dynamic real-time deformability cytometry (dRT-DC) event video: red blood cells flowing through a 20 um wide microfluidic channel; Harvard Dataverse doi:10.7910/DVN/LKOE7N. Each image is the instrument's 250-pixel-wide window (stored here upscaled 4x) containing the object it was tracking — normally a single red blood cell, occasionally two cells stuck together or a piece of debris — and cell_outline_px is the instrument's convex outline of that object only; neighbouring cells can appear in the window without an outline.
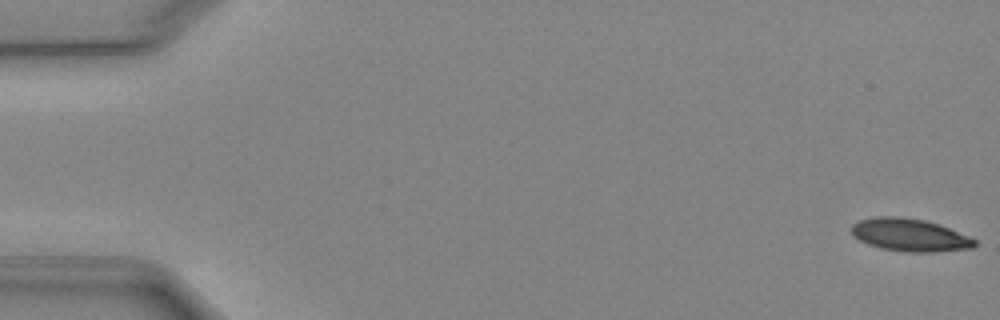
{"species": "Egyptian fruit bat (a non-hibernating species)", "species_latin": "Rousettus aegyptiacus", "temperature_condition": "cold", "stored_images_in_passage": 52, "camera_frame_rate_fps": 3000, "um_per_image_px": 0.085, "animal": {"sex": "female"}, "frame": {"image": 1, "passage_image": 1, "time_ms": 0.0, "image_size_px": [1000, 320], "cell_outline_px": [[976, 244], [972, 248], [936, 252], [904, 252], [880, 248], [868, 244], [852, 236], [848, 228], [852, 224], [860, 220], [876, 216], [900, 216], [924, 220], [940, 224], [968, 236], [976, 240]], "centroid_in_image_um": [77.28, 19.97], "position_along_channel_um": 7.7, "area_um2": 23.76}}
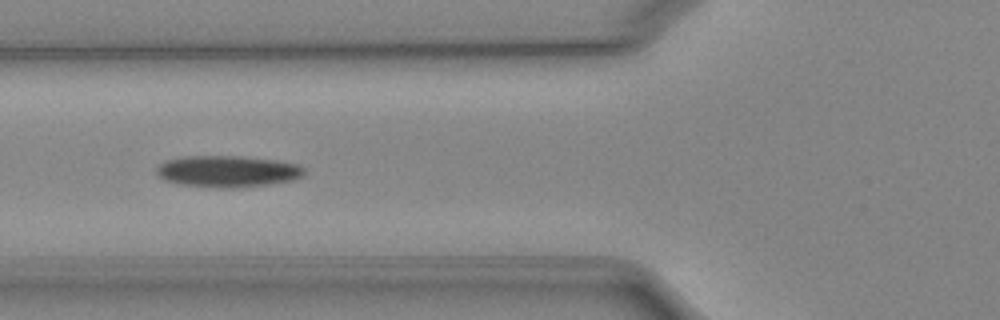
{"frame": {"image": 2, "passage_image": 20, "time_ms": 6.333, "image_size_px": [1000, 320], "cell_outline_px": [[304, 172], [296, 180], [268, 184], [232, 188], [220, 188], [180, 184], [164, 180], [156, 172], [156, 168], [164, 160], [184, 156], [240, 156], [276, 160], [296, 164], [304, 168]], "centroid_in_image_um": [19.32, 14.56], "position_along_channel_um": 106.5, "area_um2": 27.11}}
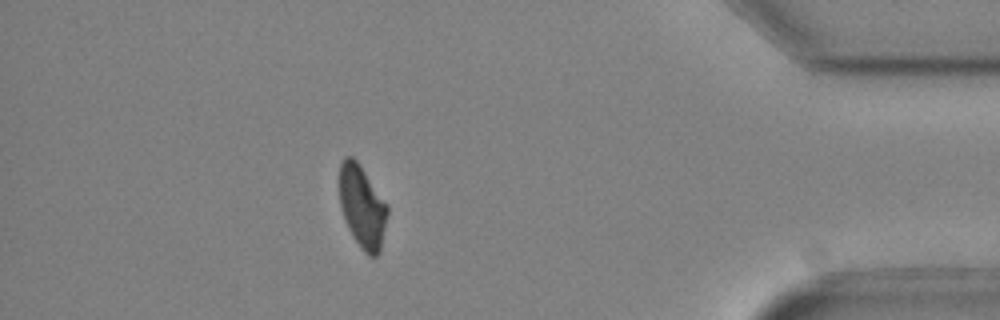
{"frame": {"image": 3, "passage_image": 46, "time_ms": 15.0, "image_size_px": [1000, 320], "cell_outline_px": [[388, 216], [380, 252], [376, 256], [368, 256], [360, 248], [352, 236], [344, 220], [340, 208], [340, 164], [344, 156], [352, 156], [360, 164], [388, 204]], "centroid_in_image_um": [30.8, 17.58], "position_along_channel_um": 404.4, "area_um2": 23.47}, "authors_computed_cell_mechanics": {"area_um2": 24.7673, "velocity_mm_per_s": 3.9338, "shape_relaxation_time_tau1_ms": 5.9305, "shape_relaxation_time_tau2_ms": null, "deformation_change_tau1": 0.1441, "deformation_change_tau2": null}}